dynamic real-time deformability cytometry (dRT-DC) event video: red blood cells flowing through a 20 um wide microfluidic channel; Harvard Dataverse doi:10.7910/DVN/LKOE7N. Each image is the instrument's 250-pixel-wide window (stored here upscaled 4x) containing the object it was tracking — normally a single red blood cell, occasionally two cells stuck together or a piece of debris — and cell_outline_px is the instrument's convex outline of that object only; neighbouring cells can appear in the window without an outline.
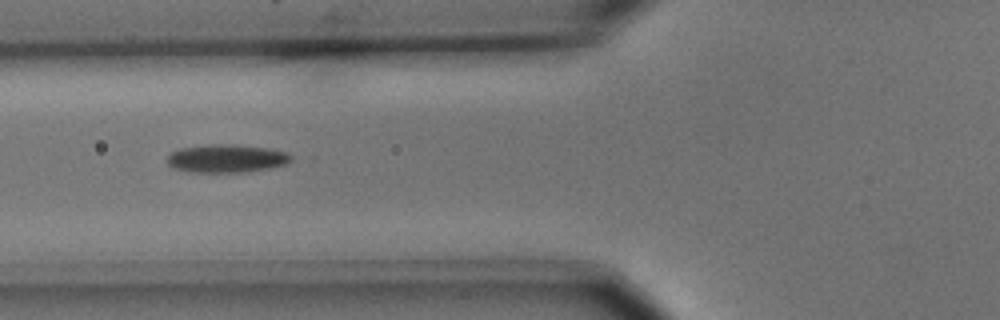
{"species": "common noctule bat (a hibernating species)", "species_latin": "Nyctalus noctula", "temperature_condition": "cold", "stored_images_in_passage": 9, "camera_frame_rate_fps": 3000, "um_per_image_px": 0.085, "animal": {"sex": "male", "body_mass_g": 15.6}, "frame": {"image": 1, "passage_image": 6, "time_ms": 1.667, "image_size_px": [1000, 320], "cell_outline_px": [[296, 160], [288, 164], [268, 168], [244, 172], [192, 172], [172, 168], [168, 164], [168, 156], [172, 152], [180, 148], [208, 144], [232, 144], [268, 148], [288, 152], [296, 156]], "centroid_in_image_um": [19.34, 13.46], "position_along_channel_um": 106.5, "area_um2": 20.63}}
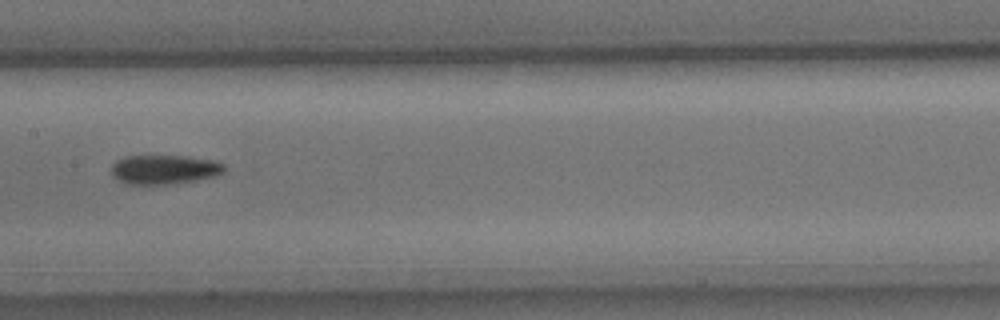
{"frame": {"image": 2, "passage_image": 8, "time_ms": 2.333, "image_size_px": [1000, 320], "cell_outline_px": [[224, 172], [216, 176], [196, 180], [168, 184], [124, 184], [112, 176], [112, 164], [116, 160], [124, 156], [188, 156], [212, 160], [224, 164]], "centroid_in_image_um": [13.94, 14.4], "position_along_channel_um": 193.5, "area_um2": 19.31}}
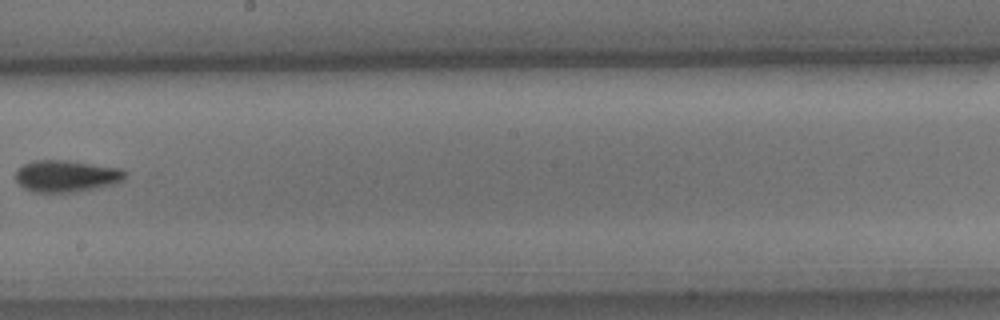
{"frame": {"image": 3, "passage_image": 9, "time_ms": 2.667, "image_size_px": [1000, 320], "cell_outline_px": [[128, 172], [124, 180], [116, 184], [76, 192], [32, 192], [24, 188], [16, 180], [16, 168], [32, 160], [68, 160], [124, 168]], "centroid_in_image_um": [5.69, 14.95], "position_along_channel_um": 242.5, "area_um2": 20.75}}